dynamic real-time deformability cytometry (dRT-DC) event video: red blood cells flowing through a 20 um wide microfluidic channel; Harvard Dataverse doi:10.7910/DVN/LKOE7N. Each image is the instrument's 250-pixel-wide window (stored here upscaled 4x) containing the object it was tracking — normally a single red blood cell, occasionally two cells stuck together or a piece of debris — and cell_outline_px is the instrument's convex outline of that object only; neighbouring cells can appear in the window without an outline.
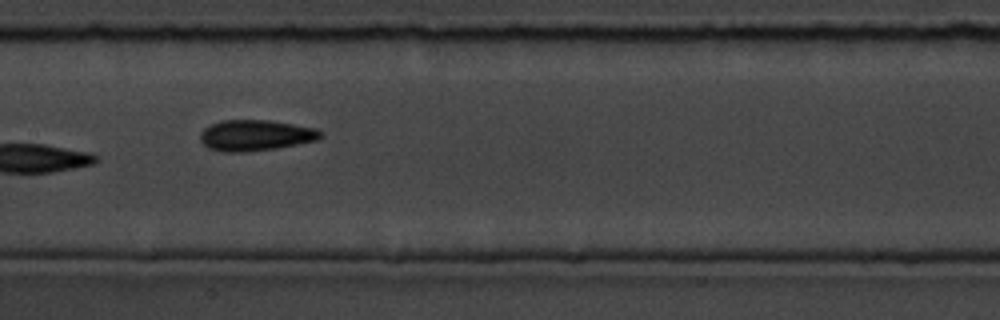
{"species": "common noctule bat (a hibernating species)", "species_latin": "Nyctalus noctula", "temperature_condition": "room temperature", "stored_images_in_passage": 15, "camera_frame_rate_fps": 3000, "um_per_image_px": 0.085, "animal": {"sex": "male", "body_mass_g": 19.5, "forearm_length_mm": 54.6}, "frame": {"image": 1, "passage_image": 7, "time_ms": 7.667, "image_size_px": [1000, 320], "cell_outline_px": [[324, 136], [316, 140], [276, 148], [244, 152], [224, 152], [208, 148], [200, 140], [200, 132], [204, 128], [212, 124], [224, 120], [268, 120], [316, 128], [324, 132]], "centroid_in_image_um": [21.72, 11.5], "position_along_channel_um": 185.7, "area_um2": 21.62}, "authors_computed_cell_mechanics": {"area_um2": 18.9584, "velocity_mm_per_s": 3.6434, "shape_relaxation_time_tau1_ms": 2.3448, "shape_relaxation_time_tau2_ms": 2.1121, "deformation_change_tau1": 0.1135, "deformation_change_tau2": 0.0883}}